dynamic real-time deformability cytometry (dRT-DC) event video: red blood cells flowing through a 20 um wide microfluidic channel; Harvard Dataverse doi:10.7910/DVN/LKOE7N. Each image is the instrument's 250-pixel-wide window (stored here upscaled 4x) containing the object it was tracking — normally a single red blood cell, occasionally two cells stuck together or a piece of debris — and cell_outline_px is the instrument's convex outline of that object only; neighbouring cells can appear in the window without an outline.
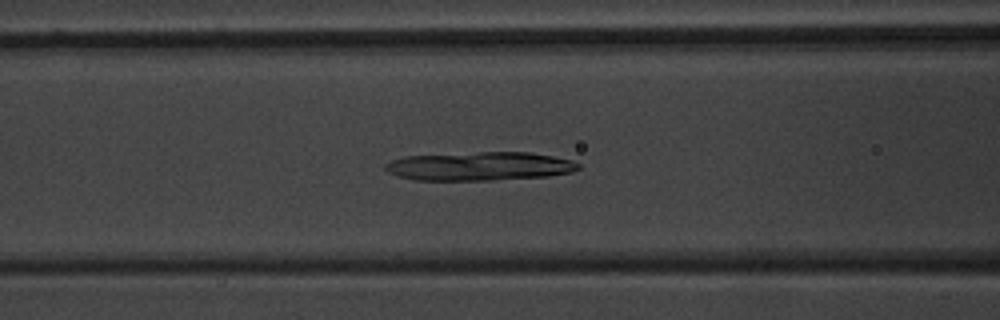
{"species": "common noctule bat (a hibernating species)", "species_latin": "Nyctalus noctula", "temperature_condition": "warm", "stored_images_in_passage": 54, "camera_frame_rate_fps": 3000, "um_per_image_px": 0.085, "animal": {"sex": "male", "body_mass_g": 20.1, "forearm_length_mm": 53.5}, "frame": {"image": 1, "passage_image": 23, "time_ms": 7.333, "image_size_px": [1000, 320], "cell_outline_px": [[580, 168], [572, 172], [548, 176], [492, 180], [416, 180], [400, 176], [388, 172], [384, 168], [384, 164], [392, 160], [404, 156], [480, 152], [528, 152], [552, 156], [572, 160], [580, 164]], "centroid_in_image_um": [40.78, 14.13], "position_along_channel_um": 125.8, "area_um2": 32.19}}
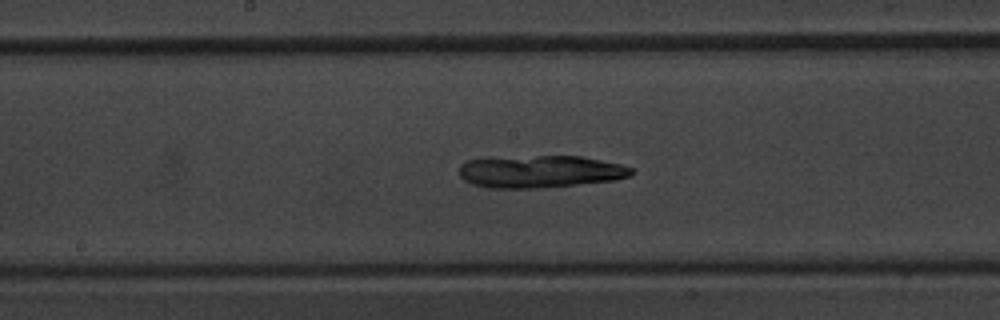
{"frame": {"image": 2, "passage_image": 29, "time_ms": 9.333, "image_size_px": [1000, 320], "cell_outline_px": [[632, 176], [616, 180], [536, 188], [488, 188], [472, 184], [464, 180], [460, 176], [460, 164], [468, 160], [536, 156], [580, 156], [620, 164], [632, 168]], "centroid_in_image_um": [45.93, 14.59], "position_along_channel_um": 202.3, "area_um2": 32.08}}
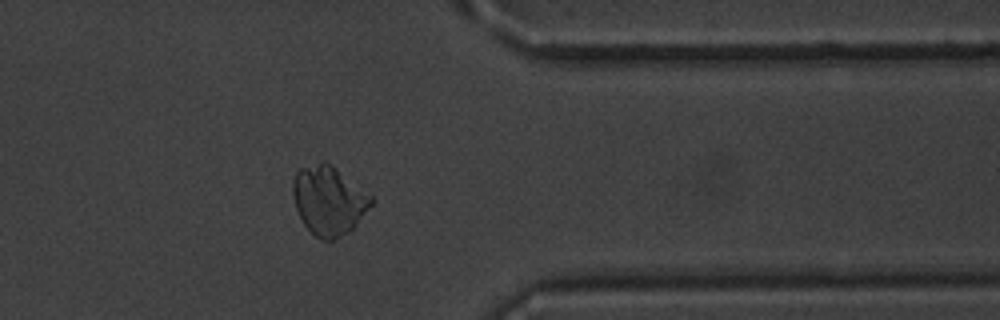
{"frame": {"image": 3, "passage_image": 44, "time_ms": 14.333, "image_size_px": [1000, 320], "cell_outline_px": [[376, 200], [356, 224], [348, 232], [336, 240], [320, 240], [304, 224], [296, 208], [292, 192], [292, 180], [296, 172], [300, 168], [324, 160], [332, 164], [372, 196]], "centroid_in_image_um": [27.94, 17.02], "position_along_channel_um": 383.5, "area_um2": 31.56}}